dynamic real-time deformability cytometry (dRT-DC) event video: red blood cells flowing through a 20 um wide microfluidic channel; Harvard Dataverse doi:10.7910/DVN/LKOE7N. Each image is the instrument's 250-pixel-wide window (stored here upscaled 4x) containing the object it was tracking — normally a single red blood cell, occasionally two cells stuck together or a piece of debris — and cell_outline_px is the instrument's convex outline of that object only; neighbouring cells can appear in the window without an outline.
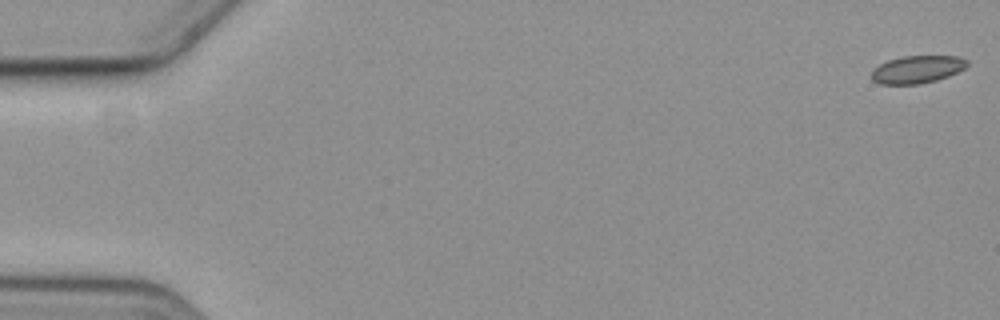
{"species": "common noctule bat (a hibernating species)", "species_latin": "Nyctalus noctula", "temperature_condition": "cold", "stored_images_in_passage": 10, "camera_frame_rate_fps": 3000, "um_per_image_px": 0.085, "animal": {"sex": "female", "body_mass_g": 19.3, "forearm_length_mm": 54.1}, "frame": {"image": 1, "passage_image": 1, "time_ms": 0.0, "image_size_px": [1000, 320], "cell_outline_px": [[968, 64], [964, 68], [948, 76], [936, 80], [920, 84], [880, 84], [872, 80], [872, 68], [888, 60], [900, 56], [960, 56], [968, 60]], "centroid_in_image_um": [77.94, 5.89], "position_along_channel_um": 7.1, "area_um2": 15.43}}
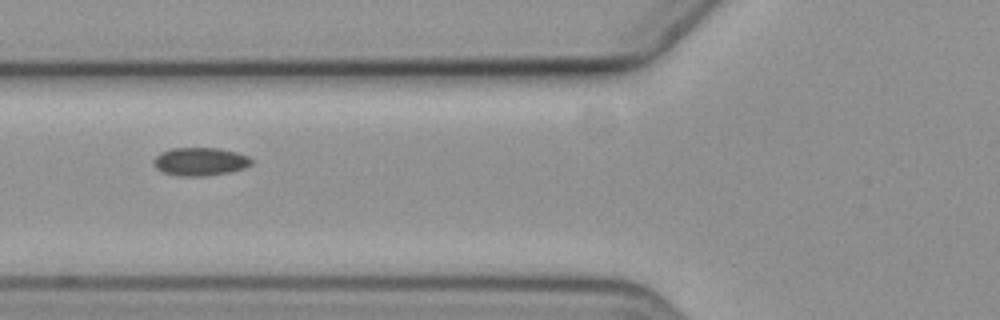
{"frame": {"image": 2, "passage_image": 7, "time_ms": 7.333, "image_size_px": [1000, 320], "cell_outline_px": [[252, 164], [244, 168], [232, 172], [204, 176], [180, 176], [164, 172], [156, 168], [152, 164], [152, 160], [160, 152], [172, 148], [220, 148], [236, 152], [248, 156], [252, 160]], "centroid_in_image_um": [17.0, 13.73], "position_along_channel_um": 108.8, "area_um2": 16.18}}